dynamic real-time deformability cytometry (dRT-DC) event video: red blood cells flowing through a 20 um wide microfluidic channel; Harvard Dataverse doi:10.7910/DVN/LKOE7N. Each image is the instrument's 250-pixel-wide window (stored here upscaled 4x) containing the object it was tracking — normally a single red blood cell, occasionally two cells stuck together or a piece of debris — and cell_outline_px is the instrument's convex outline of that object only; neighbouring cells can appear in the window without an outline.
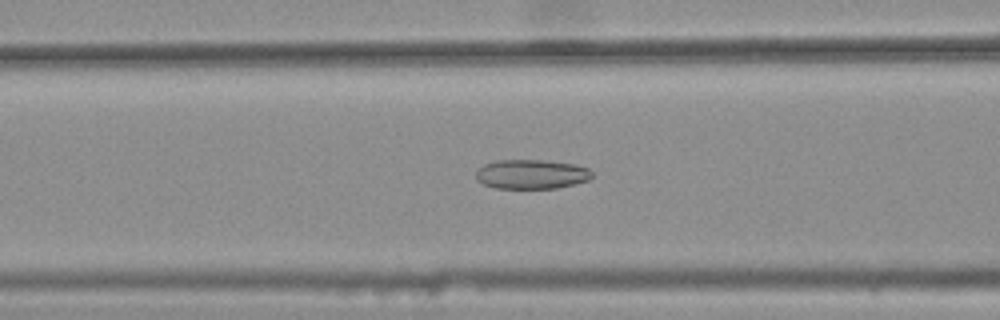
{"species": "common noctule bat (a hibernating species)", "species_latin": "Nyctalus noctula", "temperature_condition": "warm", "stored_images_in_passage": 47, "camera_frame_rate_fps": 3000, "um_per_image_px": 0.085, "animal": {"sex": "female", "body_mass_g": 25.1}, "frame": {"image": 1, "passage_image": 22, "time_ms": 7.0, "image_size_px": [1000, 320], "cell_outline_px": [[592, 176], [588, 180], [556, 188], [496, 188], [484, 184], [476, 180], [476, 168], [484, 164], [496, 160], [540, 160], [576, 164], [588, 168], [592, 172]], "centroid_in_image_um": [45.13, 14.8], "position_along_channel_um": 121.5, "area_um2": 19.88}}
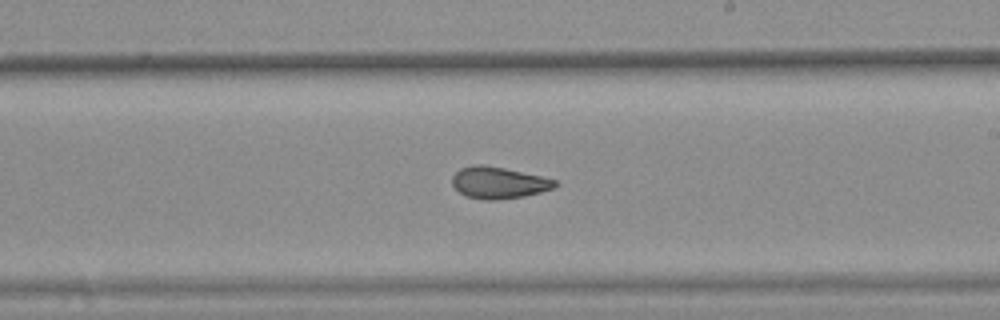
{"frame": {"image": 2, "passage_image": 32, "time_ms": 10.333, "image_size_px": [1000, 320], "cell_outline_px": [[556, 184], [552, 188], [540, 192], [524, 196], [496, 200], [484, 200], [468, 196], [460, 192], [452, 184], [452, 176], [460, 168], [472, 164], [484, 164], [504, 168], [540, 176], [556, 180]], "centroid_in_image_um": [42.34, 15.52], "position_along_channel_um": 246.7, "area_um2": 18.79}}
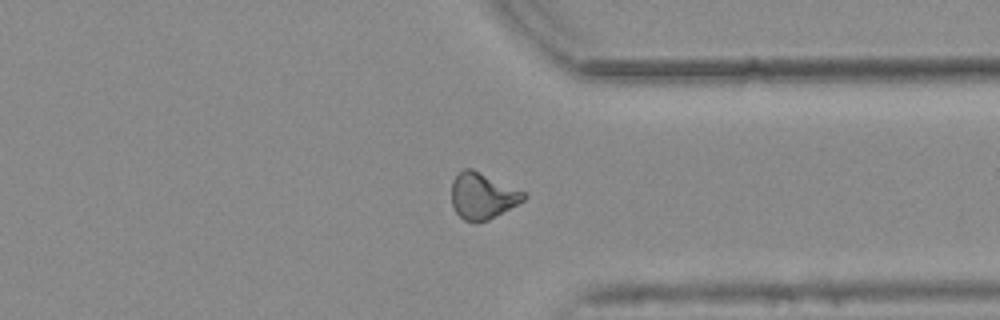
{"frame": {"image": 3, "passage_image": 42, "time_ms": 13.667, "image_size_px": [1000, 320], "cell_outline_px": [[528, 196], [524, 200], [488, 220], [464, 220], [456, 212], [452, 204], [452, 180], [464, 168], [472, 168], [524, 192]], "centroid_in_image_um": [41.0, 16.63], "position_along_channel_um": 370.4, "area_um2": 18.96}, "authors_computed_cell_mechanics": {"area_um2": 19.8832, "velocity_mm_per_s": 3.7601, "shape_relaxation_time_tau1_ms": null, "shape_relaxation_time_tau2_ms": 3.3102, "deformation_change_tau1": null, "deformation_change_tau2": 0.0966}}